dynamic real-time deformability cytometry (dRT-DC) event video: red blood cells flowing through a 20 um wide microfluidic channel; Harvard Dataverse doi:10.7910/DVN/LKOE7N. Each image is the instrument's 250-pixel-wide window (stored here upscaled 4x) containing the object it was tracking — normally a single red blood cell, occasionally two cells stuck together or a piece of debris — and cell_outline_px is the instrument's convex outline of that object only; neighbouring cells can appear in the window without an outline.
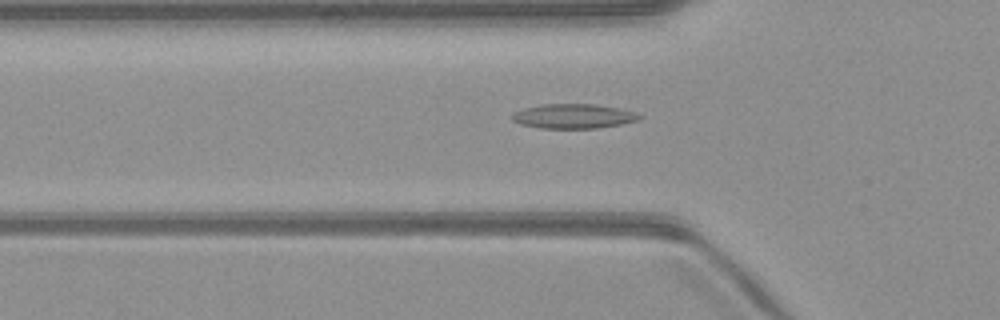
{"species": "common noctule bat (a hibernating species)", "species_latin": "Nyctalus noctula", "temperature_condition": "warm", "stored_images_in_passage": 51, "camera_frame_rate_fps": 3000, "um_per_image_px": 0.085, "animal": {"sex": "male", "body_mass_g": 23.1, "forearm_length_mm": 52.7}, "frame": {"image": 1, "passage_image": 17, "time_ms": 5.333, "image_size_px": [1000, 320], "cell_outline_px": [[644, 116], [640, 120], [620, 124], [596, 128], [540, 128], [520, 124], [512, 120], [512, 112], [524, 108], [544, 104], [596, 104], [620, 108], [636, 112]], "centroid_in_image_um": [48.77, 9.87], "position_along_channel_um": 77.0, "area_um2": 18.32}}
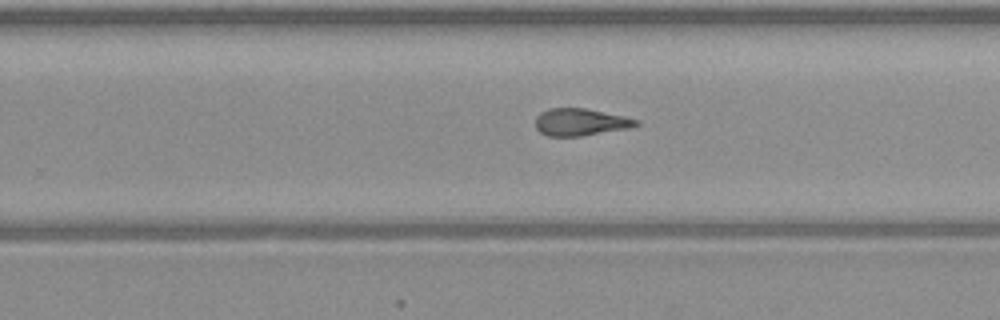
{"frame": {"image": 2, "passage_image": 32, "time_ms": 10.333, "image_size_px": [1000, 320], "cell_outline_px": [[640, 124], [628, 128], [580, 136], [548, 136], [540, 132], [536, 128], [536, 116], [540, 112], [548, 108], [584, 108], [624, 116], [640, 120]], "centroid_in_image_um": [49.32, 10.37], "position_along_channel_um": 280.5, "area_um2": 15.9}}
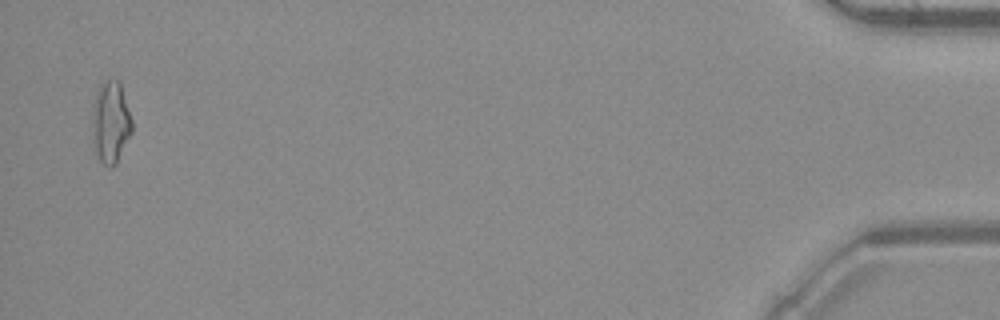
{"frame": {"image": 3, "passage_image": 50, "time_ms": 16.333, "image_size_px": [1000, 320], "cell_outline_px": [[132, 132], [116, 164], [112, 168], [108, 168], [100, 160], [96, 152], [92, 140], [92, 108], [100, 84], [108, 76], [120, 80], [132, 120]], "centroid_in_image_um": [9.41, 10.35], "position_along_channel_um": 425.8, "area_um2": 19.36}, "authors_computed_cell_mechanics": {"area_um2": 16.9932, "velocity_mm_per_s": 4.0442, "shape_relaxation_time_tau1_ms": null, "shape_relaxation_time_tau2_ms": 2.7943, "deformation_change_tau1": null, "deformation_change_tau2": 0.1204}}